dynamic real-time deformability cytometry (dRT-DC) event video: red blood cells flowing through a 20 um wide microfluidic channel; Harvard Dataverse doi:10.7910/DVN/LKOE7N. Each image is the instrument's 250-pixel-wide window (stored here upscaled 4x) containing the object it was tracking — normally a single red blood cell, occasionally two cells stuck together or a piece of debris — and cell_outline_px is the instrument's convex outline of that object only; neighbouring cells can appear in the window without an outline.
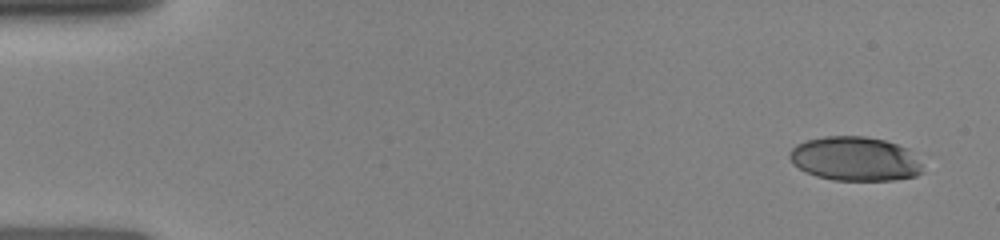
{"species": "human", "species_latin": "Homo sapiens", "temperature_condition": "room temperature", "stored_images_in_passage": 41, "camera_frame_rate_fps": 3000, "um_per_image_px": 0.085, "donor": {"sex": "female"}, "frame": {"image": 1, "passage_image": 1, "time_ms": 0.0, "image_size_px": [1000, 240], "cell_outline_px": [[924, 172], [916, 176], [892, 180], [832, 180], [816, 176], [800, 168], [788, 156], [792, 148], [796, 144], [808, 140], [824, 136], [864, 136], [884, 140], [908, 148], [920, 164]], "centroid_in_image_um": [72.69, 13.5], "position_along_channel_um": 12.3, "area_um2": 33.99}}
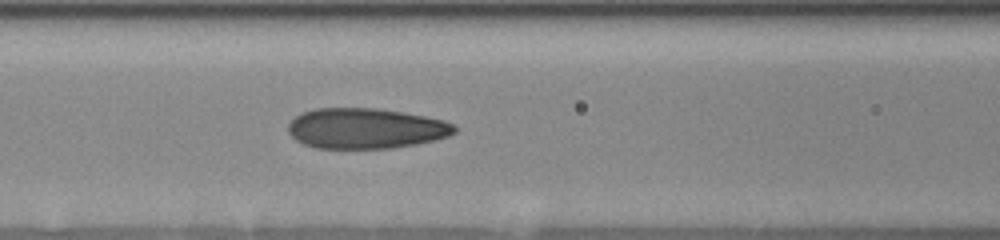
{"frame": {"image": 2, "passage_image": 17, "time_ms": 6.0, "image_size_px": [1000, 240], "cell_outline_px": [[456, 132], [448, 136], [436, 140], [416, 144], [392, 148], [316, 148], [304, 144], [296, 140], [288, 132], [288, 124], [296, 116], [304, 112], [316, 108], [376, 108], [404, 112], [444, 120], [452, 124], [456, 128]], "centroid_in_image_um": [31.09, 10.91], "position_along_channel_um": 135.5, "area_um2": 39.19}}
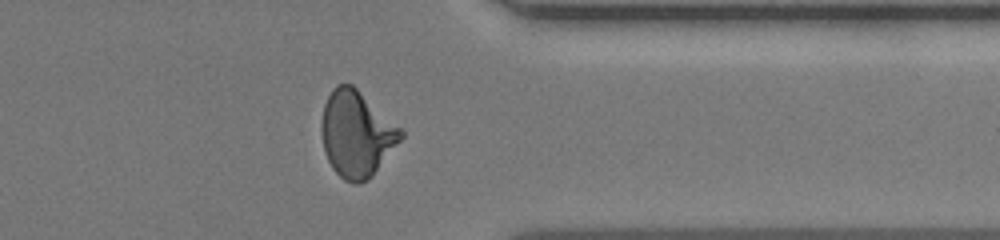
{"frame": {"image": 3, "passage_image": 33, "time_ms": 12.0, "image_size_px": [1000, 240], "cell_outline_px": [[404, 136], [372, 176], [368, 180], [360, 184], [356, 184], [344, 180], [332, 168], [324, 152], [320, 128], [324, 104], [332, 88], [336, 84], [352, 84], [400, 128], [404, 132]], "centroid_in_image_um": [30.28, 11.4], "position_along_channel_um": 381.1, "area_um2": 39.59}}